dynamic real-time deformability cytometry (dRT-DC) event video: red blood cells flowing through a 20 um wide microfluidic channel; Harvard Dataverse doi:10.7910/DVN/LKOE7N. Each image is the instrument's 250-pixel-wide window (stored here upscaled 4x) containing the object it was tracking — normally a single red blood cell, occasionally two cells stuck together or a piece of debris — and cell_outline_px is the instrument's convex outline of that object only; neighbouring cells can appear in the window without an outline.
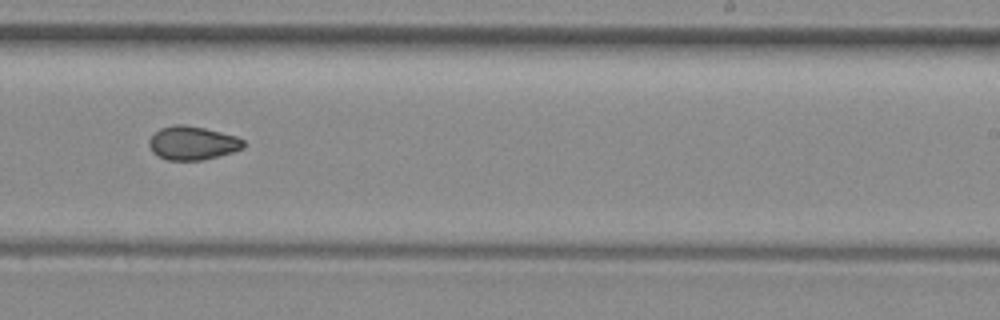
{"species": "common noctule bat (a hibernating species)", "species_latin": "Nyctalus noctula", "temperature_condition": "room temperature", "stored_images_in_passage": 11, "segment_of_instrument_passage": [1, 2], "camera_frame_rate_fps": 3000, "um_per_image_px": 0.085, "animal": {"sex": "female", "body_mass_g": 29.2, "forearm_length_mm": 56.3}, "frame": {"image": 1, "passage_image": 10, "time_ms": 3.0, "image_size_px": [1000, 320], "cell_outline_px": [[244, 148], [232, 152], [200, 160], [168, 160], [152, 152], [148, 144], [148, 140], [160, 128], [176, 124], [184, 124], [204, 128], [236, 136], [244, 140]], "centroid_in_image_um": [16.35, 12.15], "position_along_channel_um": 272.7, "area_um2": 18.32}}